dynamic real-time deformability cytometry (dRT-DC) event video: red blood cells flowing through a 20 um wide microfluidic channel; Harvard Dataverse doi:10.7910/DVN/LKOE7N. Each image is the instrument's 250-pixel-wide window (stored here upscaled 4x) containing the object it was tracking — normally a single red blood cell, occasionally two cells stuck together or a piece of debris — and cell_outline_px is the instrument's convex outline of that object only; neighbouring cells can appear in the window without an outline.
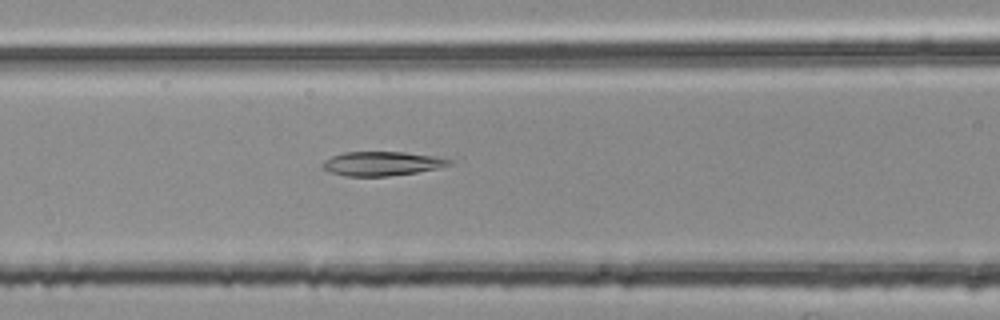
{"species": "common noctule bat (a hibernating species)", "species_latin": "Nyctalus noctula", "temperature_condition": "room temperature", "stored_images_in_passage": 38, "camera_frame_rate_fps": 3000, "um_per_image_px": 0.085, "animal": {"sex": "female", "body_mass_g": 25.1}, "frame": {"image": 1, "passage_image": 6, "time_ms": 1.667, "image_size_px": [1000, 320], "cell_outline_px": [[452, 164], [436, 168], [416, 172], [388, 176], [348, 176], [328, 172], [324, 168], [324, 160], [332, 156], [344, 152], [404, 152], [432, 156], [452, 160]], "centroid_in_image_um": [32.43, 13.9], "position_along_channel_um": 134.2, "area_um2": 17.51}}
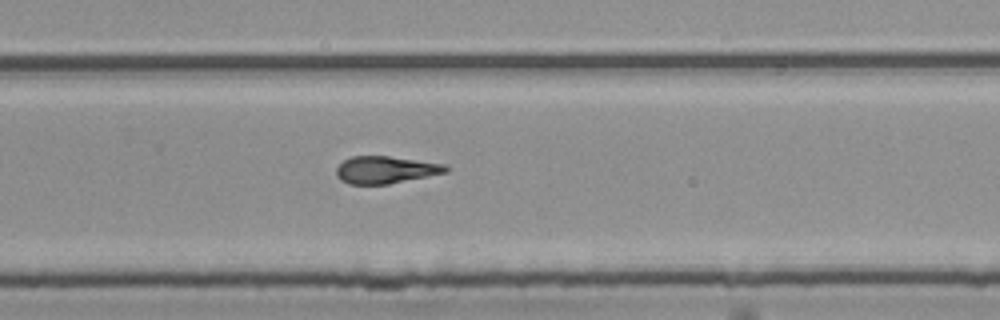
{"frame": {"image": 2, "passage_image": 19, "time_ms": 6.0, "image_size_px": [1000, 320], "cell_outline_px": [[448, 172], [388, 184], [348, 184], [340, 180], [336, 176], [336, 168], [344, 160], [352, 156], [388, 156], [444, 164], [448, 168]], "centroid_in_image_um": [32.74, 14.44], "position_along_channel_um": 297.1, "area_um2": 17.28}}
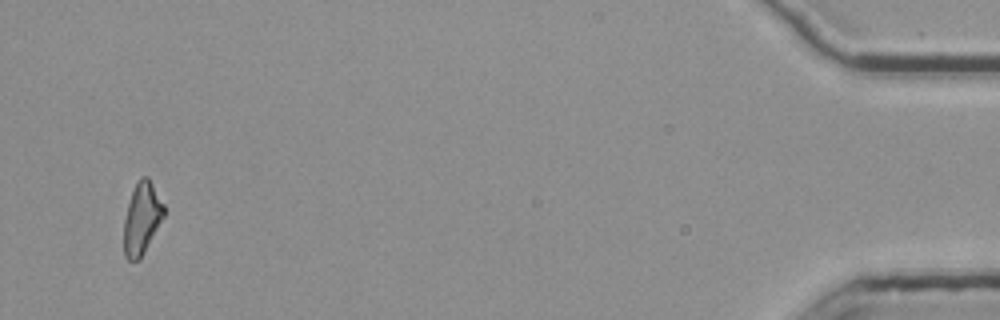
{"frame": {"image": 3, "passage_image": 36, "time_ms": 11.667, "image_size_px": [1000, 320], "cell_outline_px": [[164, 216], [144, 252], [136, 260], [128, 260], [124, 256], [124, 220], [128, 204], [132, 192], [140, 176], [148, 176], [164, 204]], "centroid_in_image_um": [12.05, 18.54], "position_along_channel_um": 423.1, "area_um2": 16.47}, "authors_computed_cell_mechanics": {"area_um2": 17.2822, "velocity_mm_per_s": 3.7737, "shape_relaxation_time_tau1_ms": null, "shape_relaxation_time_tau2_ms": 2.3281, "deformation_change_tau1": null, "deformation_change_tau2": 0.1224}}